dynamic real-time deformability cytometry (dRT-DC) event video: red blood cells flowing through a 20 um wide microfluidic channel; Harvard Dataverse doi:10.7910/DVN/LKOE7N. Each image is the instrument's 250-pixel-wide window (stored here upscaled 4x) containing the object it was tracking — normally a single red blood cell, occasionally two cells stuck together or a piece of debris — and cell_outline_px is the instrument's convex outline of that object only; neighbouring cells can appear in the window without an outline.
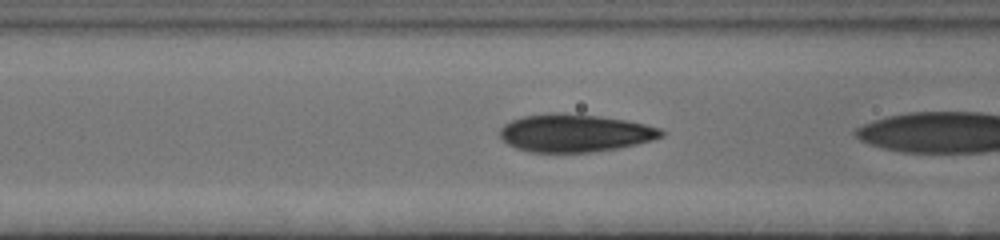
{"species": "human", "species_latin": "Homo sapiens", "temperature_condition": "cold", "stored_images_in_passage": 43, "camera_frame_rate_fps": 3000, "um_per_image_px": 0.085, "donor": {"sex": "female"}, "frame": {"image": 1, "passage_image": 41, "time_ms": 13.333, "image_size_px": [1000, 240], "cell_outline_px": [[664, 136], [652, 140], [636, 144], [616, 148], [588, 152], [532, 152], [516, 148], [508, 144], [500, 136], [500, 128], [504, 124], [512, 120], [524, 116], [548, 112], [560, 112], [600, 116], [624, 120], [644, 124], [660, 128], [664, 132]], "centroid_in_image_um": [48.84, 11.29], "position_along_channel_um": 117.8, "area_um2": 35.43}}